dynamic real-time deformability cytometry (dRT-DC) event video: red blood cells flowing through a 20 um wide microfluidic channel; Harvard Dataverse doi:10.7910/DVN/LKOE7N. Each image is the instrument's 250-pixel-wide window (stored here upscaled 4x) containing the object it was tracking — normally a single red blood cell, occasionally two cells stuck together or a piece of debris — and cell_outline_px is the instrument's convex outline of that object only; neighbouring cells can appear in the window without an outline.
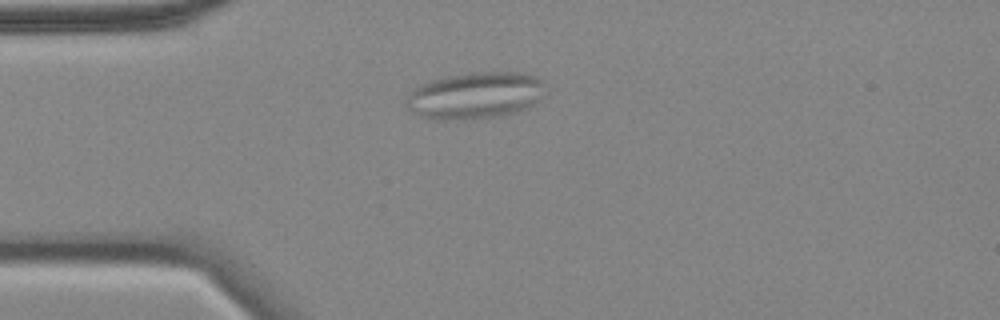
{"species": "common noctule bat (a hibernating species)", "species_latin": "Nyctalus noctula", "temperature_condition": "cold", "stored_images_in_passage": 49, "camera_frame_rate_fps": 3000, "um_per_image_px": 0.085, "animal": {"sex": "female", "body_mass_g": 18.4}, "frame": {"image": 1, "passage_image": 6, "time_ms": 1.667, "image_size_px": [1000, 320], "cell_outline_px": [[544, 84], [540, 100], [528, 108], [516, 112], [496, 116], [444, 120], [432, 120], [412, 112], [404, 104], [404, 100], [408, 92], [420, 84], [444, 76], [472, 72], [524, 72], [536, 76], [544, 80]], "centroid_in_image_um": [40.36, 8.1], "position_along_channel_um": 44.6, "area_um2": 38.21}}
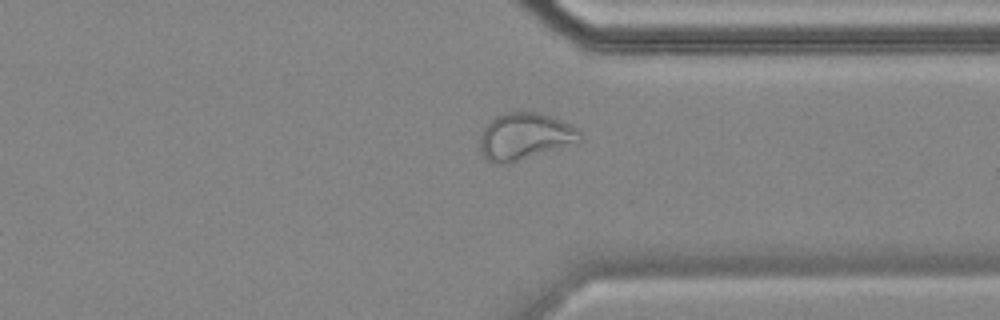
{"frame": {"image": 2, "passage_image": 35, "time_ms": 11.333, "image_size_px": [1000, 320], "cell_outline_px": [[584, 140], [508, 164], [504, 164], [488, 160], [484, 156], [480, 148], [480, 140], [484, 128], [496, 116], [508, 112], [540, 112], [580, 128], [584, 136]], "centroid_in_image_um": [44.67, 11.58], "position_along_channel_um": 366.7, "area_um2": 27.17}, "authors_computed_cell_mechanics": {"area_um2": 28.7266, "velocity_mm_per_s": 3.502, "shape_relaxation_time_tau1_ms": null, "shape_relaxation_time_tau2_ms": 2.3445, "deformation_change_tau1": null, "deformation_change_tau2": 0.0883}}